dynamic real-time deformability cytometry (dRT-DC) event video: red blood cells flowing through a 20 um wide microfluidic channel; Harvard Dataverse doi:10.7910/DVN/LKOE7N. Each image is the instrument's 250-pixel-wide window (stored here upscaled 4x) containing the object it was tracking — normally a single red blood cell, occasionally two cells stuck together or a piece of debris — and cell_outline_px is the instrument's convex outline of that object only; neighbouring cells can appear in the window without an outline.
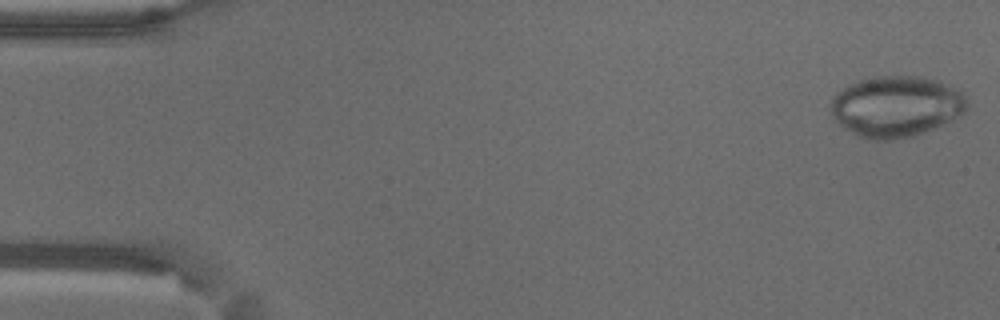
{"species": "common noctule bat (a hibernating species)", "species_latin": "Nyctalus noctula", "temperature_condition": "warm", "stored_images_in_passage": 10, "camera_frame_rate_fps": 3000, "um_per_image_px": 0.085, "animal": {"sex": "male", "body_mass_g": 18.8}, "frame": {"image": 1, "passage_image": 1, "time_ms": 0.0, "image_size_px": [1000, 320], "cell_outline_px": [[968, 108], [964, 112], [952, 120], [916, 136], [892, 140], [872, 140], [856, 136], [844, 128], [836, 120], [832, 112], [832, 96], [836, 92], [848, 84], [860, 80], [876, 76], [916, 76], [940, 80], [960, 92], [964, 96], [968, 104]], "centroid_in_image_um": [76.17, 9.05], "position_along_channel_um": 8.8, "area_um2": 48.61}}